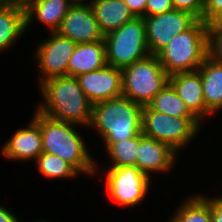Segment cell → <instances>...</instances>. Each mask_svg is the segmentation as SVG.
Here are the masks:
<instances>
[{
	"instance_id": "20",
	"label": "cell",
	"mask_w": 222,
	"mask_h": 222,
	"mask_svg": "<svg viewBox=\"0 0 222 222\" xmlns=\"http://www.w3.org/2000/svg\"><path fill=\"white\" fill-rule=\"evenodd\" d=\"M25 9L10 2L0 6V51H7L25 32Z\"/></svg>"
},
{
	"instance_id": "27",
	"label": "cell",
	"mask_w": 222,
	"mask_h": 222,
	"mask_svg": "<svg viewBox=\"0 0 222 222\" xmlns=\"http://www.w3.org/2000/svg\"><path fill=\"white\" fill-rule=\"evenodd\" d=\"M222 20V0H205L203 21L211 24Z\"/></svg>"
},
{
	"instance_id": "2",
	"label": "cell",
	"mask_w": 222,
	"mask_h": 222,
	"mask_svg": "<svg viewBox=\"0 0 222 222\" xmlns=\"http://www.w3.org/2000/svg\"><path fill=\"white\" fill-rule=\"evenodd\" d=\"M34 112L32 119L40 126L42 134V151L62 158L80 174L94 175L98 163L87 150L84 139L75 131L78 124L50 118L37 109Z\"/></svg>"
},
{
	"instance_id": "29",
	"label": "cell",
	"mask_w": 222,
	"mask_h": 222,
	"mask_svg": "<svg viewBox=\"0 0 222 222\" xmlns=\"http://www.w3.org/2000/svg\"><path fill=\"white\" fill-rule=\"evenodd\" d=\"M135 18L145 17L147 0H124Z\"/></svg>"
},
{
	"instance_id": "30",
	"label": "cell",
	"mask_w": 222,
	"mask_h": 222,
	"mask_svg": "<svg viewBox=\"0 0 222 222\" xmlns=\"http://www.w3.org/2000/svg\"><path fill=\"white\" fill-rule=\"evenodd\" d=\"M210 198L212 222H222V196Z\"/></svg>"
},
{
	"instance_id": "14",
	"label": "cell",
	"mask_w": 222,
	"mask_h": 222,
	"mask_svg": "<svg viewBox=\"0 0 222 222\" xmlns=\"http://www.w3.org/2000/svg\"><path fill=\"white\" fill-rule=\"evenodd\" d=\"M168 83L200 122L212 114L205 105L203 85L198 70L172 74L168 78Z\"/></svg>"
},
{
	"instance_id": "6",
	"label": "cell",
	"mask_w": 222,
	"mask_h": 222,
	"mask_svg": "<svg viewBox=\"0 0 222 222\" xmlns=\"http://www.w3.org/2000/svg\"><path fill=\"white\" fill-rule=\"evenodd\" d=\"M106 63L123 69L150 55L143 18H134L104 37Z\"/></svg>"
},
{
	"instance_id": "4",
	"label": "cell",
	"mask_w": 222,
	"mask_h": 222,
	"mask_svg": "<svg viewBox=\"0 0 222 222\" xmlns=\"http://www.w3.org/2000/svg\"><path fill=\"white\" fill-rule=\"evenodd\" d=\"M207 27L204 21L197 20L189 29L175 35L157 54L169 76L196 71L203 64L208 56Z\"/></svg>"
},
{
	"instance_id": "23",
	"label": "cell",
	"mask_w": 222,
	"mask_h": 222,
	"mask_svg": "<svg viewBox=\"0 0 222 222\" xmlns=\"http://www.w3.org/2000/svg\"><path fill=\"white\" fill-rule=\"evenodd\" d=\"M111 167L135 166L138 152L139 135L120 142H103Z\"/></svg>"
},
{
	"instance_id": "21",
	"label": "cell",
	"mask_w": 222,
	"mask_h": 222,
	"mask_svg": "<svg viewBox=\"0 0 222 222\" xmlns=\"http://www.w3.org/2000/svg\"><path fill=\"white\" fill-rule=\"evenodd\" d=\"M180 205L169 222H212L210 198L192 195Z\"/></svg>"
},
{
	"instance_id": "13",
	"label": "cell",
	"mask_w": 222,
	"mask_h": 222,
	"mask_svg": "<svg viewBox=\"0 0 222 222\" xmlns=\"http://www.w3.org/2000/svg\"><path fill=\"white\" fill-rule=\"evenodd\" d=\"M179 155L168 144L139 134L136 164L150 178V173L170 171Z\"/></svg>"
},
{
	"instance_id": "7",
	"label": "cell",
	"mask_w": 222,
	"mask_h": 222,
	"mask_svg": "<svg viewBox=\"0 0 222 222\" xmlns=\"http://www.w3.org/2000/svg\"><path fill=\"white\" fill-rule=\"evenodd\" d=\"M200 121L196 117H174L151 110H142V134L168 144L176 152L188 144L199 132Z\"/></svg>"
},
{
	"instance_id": "31",
	"label": "cell",
	"mask_w": 222,
	"mask_h": 222,
	"mask_svg": "<svg viewBox=\"0 0 222 222\" xmlns=\"http://www.w3.org/2000/svg\"><path fill=\"white\" fill-rule=\"evenodd\" d=\"M11 211L0 205V222H20Z\"/></svg>"
},
{
	"instance_id": "8",
	"label": "cell",
	"mask_w": 222,
	"mask_h": 222,
	"mask_svg": "<svg viewBox=\"0 0 222 222\" xmlns=\"http://www.w3.org/2000/svg\"><path fill=\"white\" fill-rule=\"evenodd\" d=\"M104 173L107 195L122 207H135L150 188L151 179L136 166L110 167Z\"/></svg>"
},
{
	"instance_id": "22",
	"label": "cell",
	"mask_w": 222,
	"mask_h": 222,
	"mask_svg": "<svg viewBox=\"0 0 222 222\" xmlns=\"http://www.w3.org/2000/svg\"><path fill=\"white\" fill-rule=\"evenodd\" d=\"M151 110L174 117H195L173 87L167 83L147 105Z\"/></svg>"
},
{
	"instance_id": "28",
	"label": "cell",
	"mask_w": 222,
	"mask_h": 222,
	"mask_svg": "<svg viewBox=\"0 0 222 222\" xmlns=\"http://www.w3.org/2000/svg\"><path fill=\"white\" fill-rule=\"evenodd\" d=\"M173 9L172 0H147L145 16H155Z\"/></svg>"
},
{
	"instance_id": "3",
	"label": "cell",
	"mask_w": 222,
	"mask_h": 222,
	"mask_svg": "<svg viewBox=\"0 0 222 222\" xmlns=\"http://www.w3.org/2000/svg\"><path fill=\"white\" fill-rule=\"evenodd\" d=\"M143 106L124 95L93 105L91 128L104 142H120L142 134Z\"/></svg>"
},
{
	"instance_id": "33",
	"label": "cell",
	"mask_w": 222,
	"mask_h": 222,
	"mask_svg": "<svg viewBox=\"0 0 222 222\" xmlns=\"http://www.w3.org/2000/svg\"><path fill=\"white\" fill-rule=\"evenodd\" d=\"M83 0H69L71 5H88L86 2H82Z\"/></svg>"
},
{
	"instance_id": "35",
	"label": "cell",
	"mask_w": 222,
	"mask_h": 222,
	"mask_svg": "<svg viewBox=\"0 0 222 222\" xmlns=\"http://www.w3.org/2000/svg\"><path fill=\"white\" fill-rule=\"evenodd\" d=\"M34 222H49V221H45V220L40 219V220H37V221H34Z\"/></svg>"
},
{
	"instance_id": "5",
	"label": "cell",
	"mask_w": 222,
	"mask_h": 222,
	"mask_svg": "<svg viewBox=\"0 0 222 222\" xmlns=\"http://www.w3.org/2000/svg\"><path fill=\"white\" fill-rule=\"evenodd\" d=\"M168 78L157 55H148L122 69V95L147 106L168 83Z\"/></svg>"
},
{
	"instance_id": "24",
	"label": "cell",
	"mask_w": 222,
	"mask_h": 222,
	"mask_svg": "<svg viewBox=\"0 0 222 222\" xmlns=\"http://www.w3.org/2000/svg\"><path fill=\"white\" fill-rule=\"evenodd\" d=\"M37 168L41 175L52 178H74L79 172L68 162L57 155L42 152L36 159Z\"/></svg>"
},
{
	"instance_id": "10",
	"label": "cell",
	"mask_w": 222,
	"mask_h": 222,
	"mask_svg": "<svg viewBox=\"0 0 222 222\" xmlns=\"http://www.w3.org/2000/svg\"><path fill=\"white\" fill-rule=\"evenodd\" d=\"M77 44L57 32H50L49 38L36 47L35 57L41 73L39 86L46 80L67 76V66Z\"/></svg>"
},
{
	"instance_id": "1",
	"label": "cell",
	"mask_w": 222,
	"mask_h": 222,
	"mask_svg": "<svg viewBox=\"0 0 222 222\" xmlns=\"http://www.w3.org/2000/svg\"><path fill=\"white\" fill-rule=\"evenodd\" d=\"M40 87L44 103L36 107L39 112L56 120L90 127L93 104L84 94L76 77L51 78Z\"/></svg>"
},
{
	"instance_id": "32",
	"label": "cell",
	"mask_w": 222,
	"mask_h": 222,
	"mask_svg": "<svg viewBox=\"0 0 222 222\" xmlns=\"http://www.w3.org/2000/svg\"><path fill=\"white\" fill-rule=\"evenodd\" d=\"M13 1L17 3L20 7L25 8L27 5H29L35 0H13Z\"/></svg>"
},
{
	"instance_id": "16",
	"label": "cell",
	"mask_w": 222,
	"mask_h": 222,
	"mask_svg": "<svg viewBox=\"0 0 222 222\" xmlns=\"http://www.w3.org/2000/svg\"><path fill=\"white\" fill-rule=\"evenodd\" d=\"M105 41L81 43L75 46L67 66V76L77 77L106 65Z\"/></svg>"
},
{
	"instance_id": "26",
	"label": "cell",
	"mask_w": 222,
	"mask_h": 222,
	"mask_svg": "<svg viewBox=\"0 0 222 222\" xmlns=\"http://www.w3.org/2000/svg\"><path fill=\"white\" fill-rule=\"evenodd\" d=\"M172 4L175 10L191 13L198 20L203 21L205 0H172Z\"/></svg>"
},
{
	"instance_id": "18",
	"label": "cell",
	"mask_w": 222,
	"mask_h": 222,
	"mask_svg": "<svg viewBox=\"0 0 222 222\" xmlns=\"http://www.w3.org/2000/svg\"><path fill=\"white\" fill-rule=\"evenodd\" d=\"M87 3L104 36L135 18L124 0H90Z\"/></svg>"
},
{
	"instance_id": "12",
	"label": "cell",
	"mask_w": 222,
	"mask_h": 222,
	"mask_svg": "<svg viewBox=\"0 0 222 222\" xmlns=\"http://www.w3.org/2000/svg\"><path fill=\"white\" fill-rule=\"evenodd\" d=\"M94 105L122 95V69L106 64L103 68L76 77Z\"/></svg>"
},
{
	"instance_id": "15",
	"label": "cell",
	"mask_w": 222,
	"mask_h": 222,
	"mask_svg": "<svg viewBox=\"0 0 222 222\" xmlns=\"http://www.w3.org/2000/svg\"><path fill=\"white\" fill-rule=\"evenodd\" d=\"M1 152L8 160H36L43 152L40 126L32 119L27 127L18 129L5 142Z\"/></svg>"
},
{
	"instance_id": "11",
	"label": "cell",
	"mask_w": 222,
	"mask_h": 222,
	"mask_svg": "<svg viewBox=\"0 0 222 222\" xmlns=\"http://www.w3.org/2000/svg\"><path fill=\"white\" fill-rule=\"evenodd\" d=\"M76 44L104 41V34L90 5H72L56 31Z\"/></svg>"
},
{
	"instance_id": "17",
	"label": "cell",
	"mask_w": 222,
	"mask_h": 222,
	"mask_svg": "<svg viewBox=\"0 0 222 222\" xmlns=\"http://www.w3.org/2000/svg\"><path fill=\"white\" fill-rule=\"evenodd\" d=\"M71 6L69 0H35L24 8L25 29L35 18L49 27L50 32H56Z\"/></svg>"
},
{
	"instance_id": "19",
	"label": "cell",
	"mask_w": 222,
	"mask_h": 222,
	"mask_svg": "<svg viewBox=\"0 0 222 222\" xmlns=\"http://www.w3.org/2000/svg\"><path fill=\"white\" fill-rule=\"evenodd\" d=\"M203 85L206 108L215 113L222 109V62L206 57L197 69Z\"/></svg>"
},
{
	"instance_id": "34",
	"label": "cell",
	"mask_w": 222,
	"mask_h": 222,
	"mask_svg": "<svg viewBox=\"0 0 222 222\" xmlns=\"http://www.w3.org/2000/svg\"><path fill=\"white\" fill-rule=\"evenodd\" d=\"M10 2H13V0H0V6L6 5Z\"/></svg>"
},
{
	"instance_id": "9",
	"label": "cell",
	"mask_w": 222,
	"mask_h": 222,
	"mask_svg": "<svg viewBox=\"0 0 222 222\" xmlns=\"http://www.w3.org/2000/svg\"><path fill=\"white\" fill-rule=\"evenodd\" d=\"M150 55H157L178 33L189 29L198 19L191 13L171 10L143 17Z\"/></svg>"
},
{
	"instance_id": "25",
	"label": "cell",
	"mask_w": 222,
	"mask_h": 222,
	"mask_svg": "<svg viewBox=\"0 0 222 222\" xmlns=\"http://www.w3.org/2000/svg\"><path fill=\"white\" fill-rule=\"evenodd\" d=\"M207 49L208 57L222 62V20L208 24Z\"/></svg>"
}]
</instances>
